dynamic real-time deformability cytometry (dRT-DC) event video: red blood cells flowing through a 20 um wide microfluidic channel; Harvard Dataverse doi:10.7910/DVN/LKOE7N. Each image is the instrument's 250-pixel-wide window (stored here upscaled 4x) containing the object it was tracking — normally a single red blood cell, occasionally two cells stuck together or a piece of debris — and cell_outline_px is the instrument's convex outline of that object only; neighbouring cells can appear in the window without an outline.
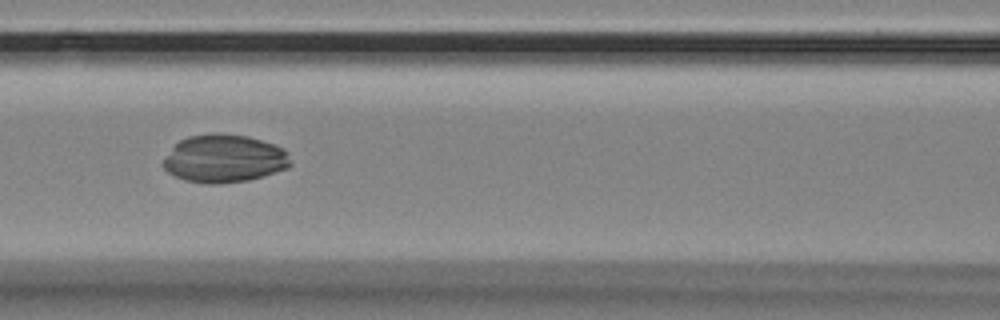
{"species": "Egyptian fruit bat (a non-hibernating species)", "species_latin": "Rousettus aegyptiacus", "temperature_condition": "room temperature", "stored_images_in_passage": 8, "camera_frame_rate_fps": 3000, "um_per_image_px": 0.085, "animal": {"sex": "female"}, "frame": {"image": 1, "passage_image": 8, "time_ms": 2.333, "image_size_px": [1000, 320], "cell_outline_px": [[292, 164], [288, 168], [248, 180], [216, 184], [204, 184], [184, 180], [168, 172], [160, 164], [172, 148], [180, 140], [188, 136], [216, 132], [220, 132], [248, 136], [272, 144], [280, 148], [284, 152]], "centroid_in_image_um": [19.0, 13.48], "position_along_channel_um": 147.6, "area_um2": 35.43}}